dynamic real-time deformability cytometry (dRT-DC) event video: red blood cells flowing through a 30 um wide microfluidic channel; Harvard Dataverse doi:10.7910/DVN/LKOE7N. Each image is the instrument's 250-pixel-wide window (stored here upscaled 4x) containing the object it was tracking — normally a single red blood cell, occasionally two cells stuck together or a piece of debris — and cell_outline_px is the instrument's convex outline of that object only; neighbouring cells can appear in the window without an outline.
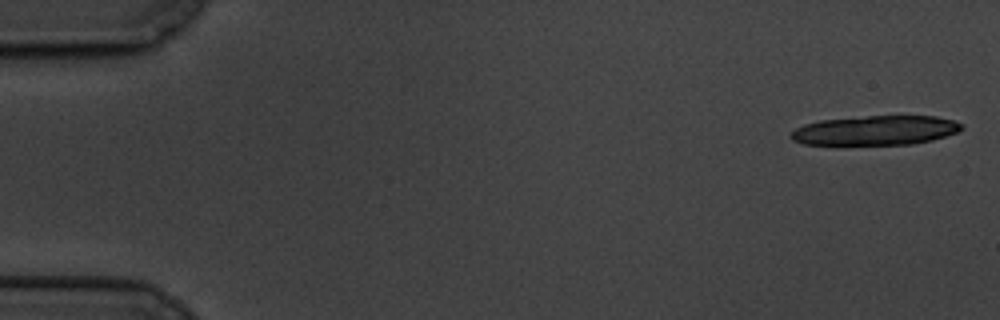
{"species": "common noctule bat (a hibernating species)", "species_latin": "Nyctalus noctula", "temperature_condition": "cold", "stored_images_in_passage": 6, "camera_frame_rate_fps": 3000, "um_per_image_px": 0.085, "animal": {"sex": "male", "body_mass_g": 19.5, "forearm_length_mm": 54.6}, "frame": {"image": 1, "passage_image": 1, "time_ms": 0.0, "image_size_px": [1000, 320], "cell_outline_px": [[964, 128], [956, 132], [932, 140], [912, 144], [804, 144], [792, 140], [788, 136], [796, 128], [804, 124], [820, 120], [868, 116], [936, 116], [956, 120], [964, 124]], "centroid_in_image_um": [74.44, 11.07], "position_along_channel_um": 10.6, "area_um2": 29.25}}
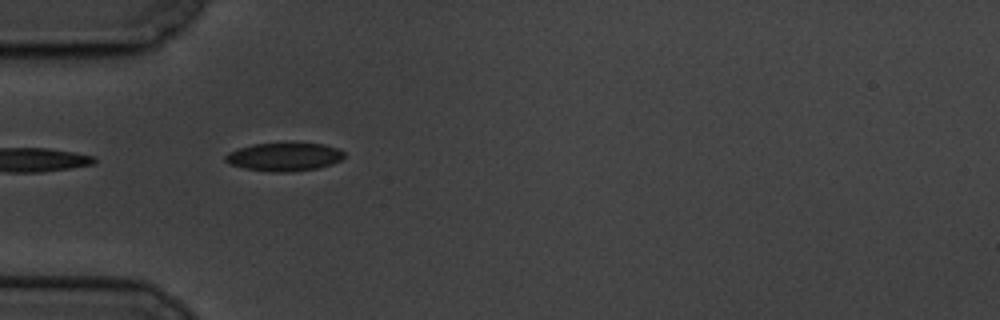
{"frame": {"image": 2, "passage_image": 6, "time_ms": 5.667, "image_size_px": [1000, 320], "cell_outline_px": [[344, 156], [340, 160], [332, 164], [320, 168], [288, 172], [272, 172], [244, 168], [228, 164], [224, 160], [224, 156], [228, 152], [252, 144], [324, 144], [336, 148], [344, 152]], "centroid_in_image_um": [24.13, 13.35], "position_along_channel_um": 60.9, "area_um2": 19.42}}